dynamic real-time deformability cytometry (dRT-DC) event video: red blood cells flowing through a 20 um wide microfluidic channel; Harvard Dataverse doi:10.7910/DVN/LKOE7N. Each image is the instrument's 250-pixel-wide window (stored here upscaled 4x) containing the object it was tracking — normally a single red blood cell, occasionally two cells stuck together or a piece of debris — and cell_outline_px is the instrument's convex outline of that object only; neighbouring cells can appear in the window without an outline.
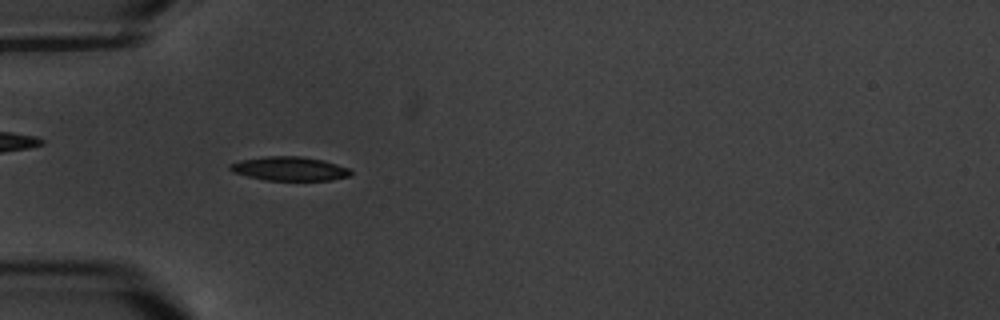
{"species": "common noctule bat (a hibernating species)", "species_latin": "Nyctalus noctula", "temperature_condition": "warm", "stored_images_in_passage": 7, "camera_frame_rate_fps": 3000, "um_per_image_px": 0.085, "animal": {"sex": "male", "body_mass_g": 20.1, "forearm_length_mm": 53.5}, "frame": {"image": 1, "passage_image": 5, "time_ms": 4.333, "image_size_px": [1000, 320], "cell_outline_px": [[352, 176], [332, 180], [264, 180], [232, 172], [228, 168], [228, 164], [240, 160], [264, 156], [300, 156], [324, 160], [348, 168], [352, 172]], "centroid_in_image_um": [24.6, 14.33], "position_along_channel_um": 60.4, "area_um2": 16.99}}
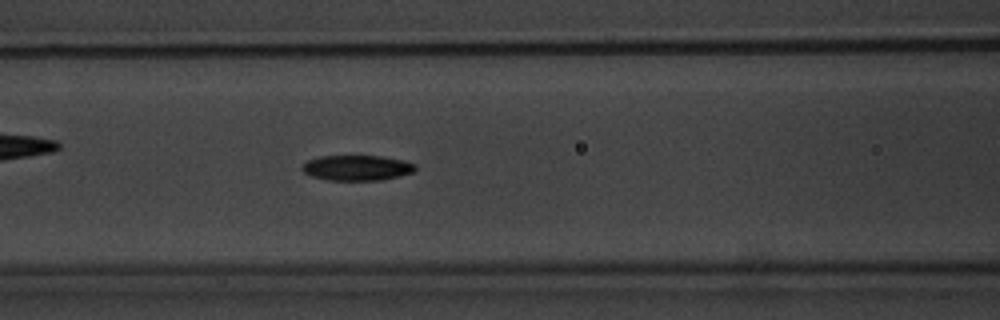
{"frame": {"image": 2, "passage_image": 7, "time_ms": 6.667, "image_size_px": [1000, 320], "cell_outline_px": [[416, 168], [412, 172], [400, 176], [380, 180], [328, 180], [312, 176], [304, 172], [300, 168], [308, 160], [320, 156], [380, 156], [404, 160], [416, 164]], "centroid_in_image_um": [30.35, 14.26], "position_along_channel_um": 136.3, "area_um2": 16.65}}